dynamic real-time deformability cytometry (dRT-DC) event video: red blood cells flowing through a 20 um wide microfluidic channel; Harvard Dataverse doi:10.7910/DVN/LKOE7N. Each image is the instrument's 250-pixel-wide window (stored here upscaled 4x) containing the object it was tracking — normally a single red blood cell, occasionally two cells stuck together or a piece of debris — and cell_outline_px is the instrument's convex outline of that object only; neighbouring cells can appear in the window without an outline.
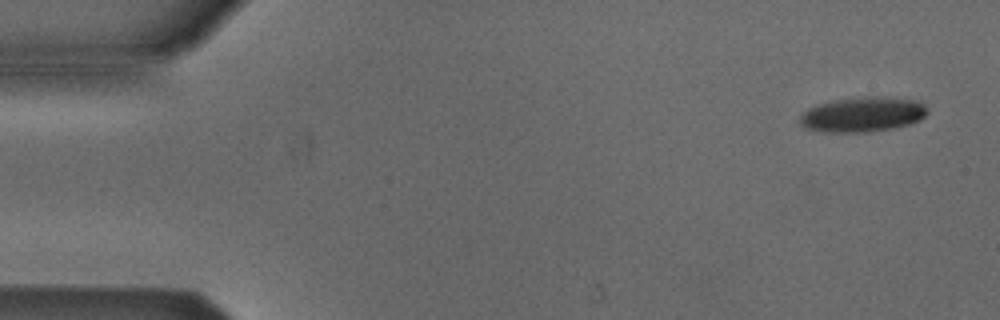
{"species": "Egyptian fruit bat (a non-hibernating species)", "species_latin": "Rousettus aegyptiacus", "temperature_condition": "cold", "stored_images_in_passage": 2, "segment_of_instrument_passage": [2, 2], "camera_frame_rate_fps": 3000, "um_per_image_px": 0.085, "animal": {"sex": "male"}, "frame": {"image": 1, "passage_image": 2, "time_ms": 1.333, "image_size_px": [1000, 320], "cell_outline_px": [[928, 112], [920, 120], [908, 124], [892, 128], [868, 132], [824, 132], [804, 128], [800, 124], [800, 116], [808, 108], [816, 104], [836, 100], [876, 96], [920, 100], [928, 108]], "centroid_in_image_um": [73.34, 9.73], "position_along_channel_um": 11.7, "area_um2": 25.95}}